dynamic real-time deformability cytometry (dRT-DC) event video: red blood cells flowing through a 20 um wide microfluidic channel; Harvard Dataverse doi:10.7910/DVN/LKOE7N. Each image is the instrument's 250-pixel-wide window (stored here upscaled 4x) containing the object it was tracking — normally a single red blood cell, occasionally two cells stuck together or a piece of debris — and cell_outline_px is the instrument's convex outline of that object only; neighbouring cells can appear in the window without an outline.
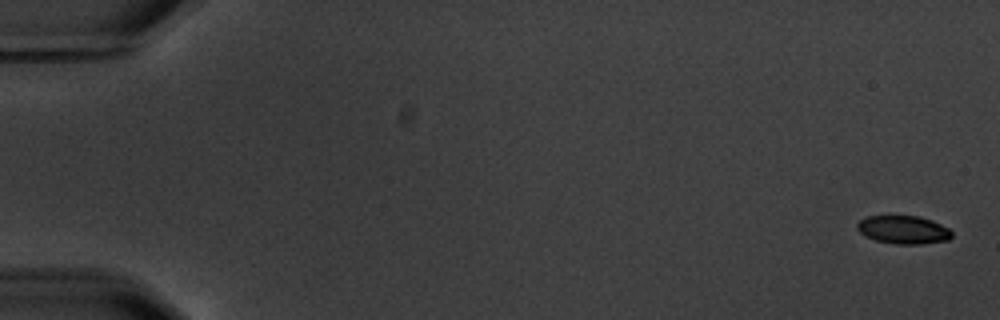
{"species": "common noctule bat (a hibernating species)", "species_latin": "Nyctalus noctula", "temperature_condition": "warm", "stored_images_in_passage": 5, "camera_frame_rate_fps": 3000, "um_per_image_px": 0.085, "animal": {"sex": "male", "body_mass_g": 20.1, "forearm_length_mm": 53.5}, "frame": {"image": 1, "passage_image": 1, "time_ms": 0.0, "image_size_px": [1000, 320], "cell_outline_px": [[952, 236], [948, 240], [920, 244], [896, 244], [876, 240], [864, 236], [856, 228], [856, 224], [860, 220], [868, 216], [920, 216], [932, 220], [948, 228], [952, 232]], "centroid_in_image_um": [76.78, 19.53], "position_along_channel_um": 8.2, "area_um2": 15.55}}
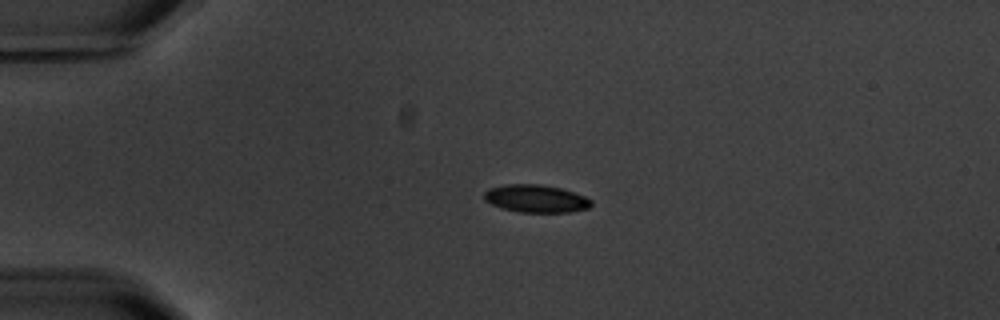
{"frame": {"image": 2, "passage_image": 4, "time_ms": 4.333, "image_size_px": [1000, 320], "cell_outline_px": [[592, 204], [588, 208], [572, 212], [520, 212], [500, 208], [484, 200], [484, 192], [488, 188], [508, 184], [540, 184], [560, 188], [584, 196], [592, 200]], "centroid_in_image_um": [45.53, 16.88], "position_along_channel_um": 39.5, "area_um2": 17.28}}